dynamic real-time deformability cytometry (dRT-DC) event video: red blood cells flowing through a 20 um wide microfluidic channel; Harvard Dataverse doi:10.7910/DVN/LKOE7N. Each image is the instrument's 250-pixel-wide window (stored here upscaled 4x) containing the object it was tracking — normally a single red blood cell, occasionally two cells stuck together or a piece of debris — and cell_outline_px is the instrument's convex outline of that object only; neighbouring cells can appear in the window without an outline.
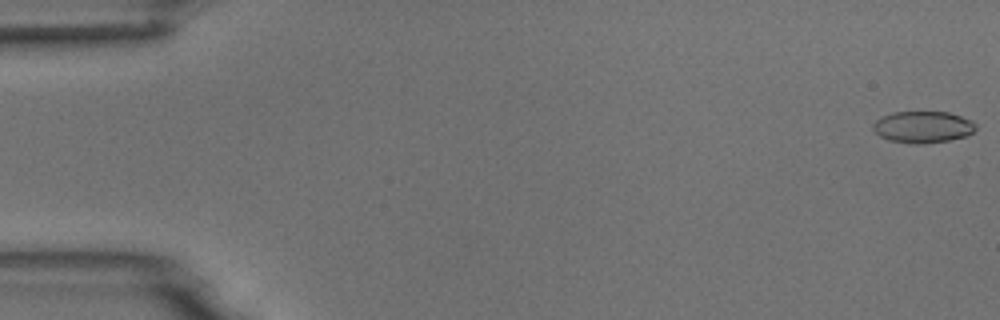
{"species": "common noctule bat (a hibernating species)", "species_latin": "Nyctalus noctula", "temperature_condition": "room temperature", "stored_images_in_passage": 5, "camera_frame_rate_fps": 3000, "um_per_image_px": 0.085, "animal": {"sex": "male", "body_mass_g": 18.8}, "frame": {"image": 1, "passage_image": 1, "time_ms": 0.0, "image_size_px": [1000, 320], "cell_outline_px": [[976, 128], [968, 136], [948, 140], [924, 144], [912, 144], [888, 140], [880, 136], [872, 128], [872, 124], [876, 120], [892, 112], [948, 112], [972, 120], [976, 124]], "centroid_in_image_um": [78.45, 10.8], "position_along_channel_um": 6.6, "area_um2": 19.02}}
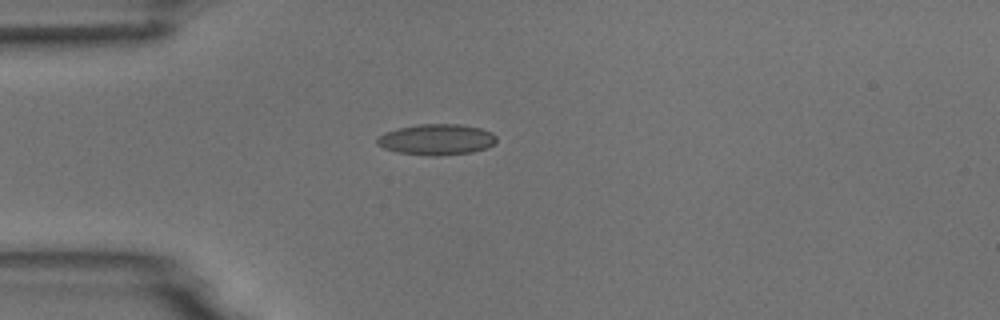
{"frame": {"image": 2, "passage_image": 5, "time_ms": 4.667, "image_size_px": [1000, 320], "cell_outline_px": [[496, 144], [488, 148], [472, 152], [436, 156], [432, 156], [400, 152], [384, 148], [376, 144], [376, 140], [384, 132], [400, 128], [420, 124], [460, 124], [480, 128], [492, 132], [496, 136]], "centroid_in_image_um": [37.16, 11.86], "position_along_channel_um": 47.8, "area_um2": 21.44}}